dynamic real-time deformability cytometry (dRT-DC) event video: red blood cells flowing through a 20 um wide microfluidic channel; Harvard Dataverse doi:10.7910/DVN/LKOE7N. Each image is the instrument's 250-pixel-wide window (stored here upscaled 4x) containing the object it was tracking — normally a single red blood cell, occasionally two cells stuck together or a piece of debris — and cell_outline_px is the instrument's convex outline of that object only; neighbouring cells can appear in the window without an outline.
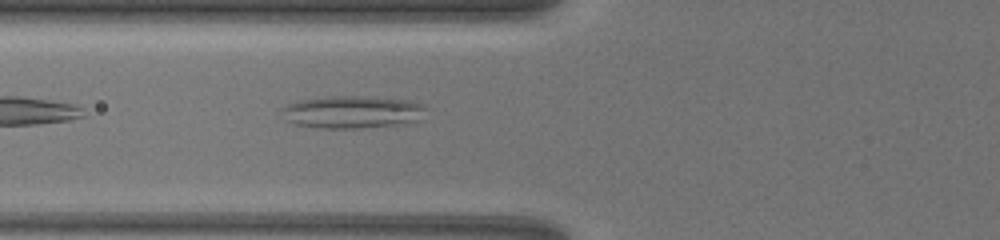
{"species": "common noctule bat (a hibernating species)", "species_latin": "Nyctalus noctula", "temperature_condition": "warm", "stored_images_in_passage": 30, "camera_frame_rate_fps": 3000, "um_per_image_px": 0.085, "animal": {"sex": "female", "body_mass_g": 19.5, "forearm_length_mm": 54.1}, "frame": {"image": 1, "passage_image": 3, "time_ms": 0.667, "image_size_px": [1000, 240], "cell_outline_px": [[428, 108], [416, 120], [396, 124], [360, 128], [324, 128], [296, 124], [288, 120], [284, 108], [292, 104], [304, 100], [332, 96], [356, 96], [408, 100], [420, 104]], "centroid_in_image_um": [30.01, 9.52], "position_along_channel_um": 95.8, "area_um2": 26.18}}
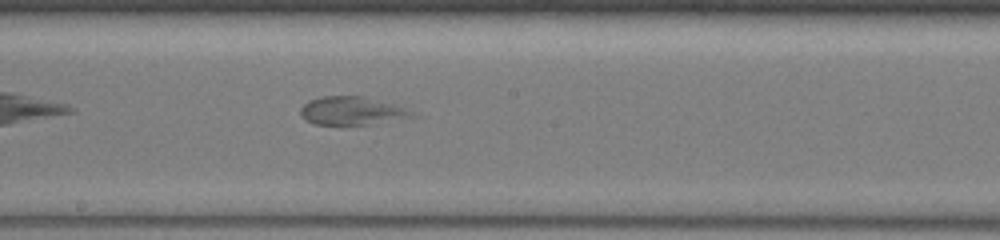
{"frame": {"image": 2, "passage_image": 15, "time_ms": 4.667, "image_size_px": [1000, 240], "cell_outline_px": [[416, 116], [376, 124], [340, 128], [312, 124], [304, 120], [300, 116], [300, 108], [308, 100], [324, 96], [364, 96], [392, 104]], "centroid_in_image_um": [29.76, 9.49], "position_along_channel_um": 218.4, "area_um2": 19.02}}
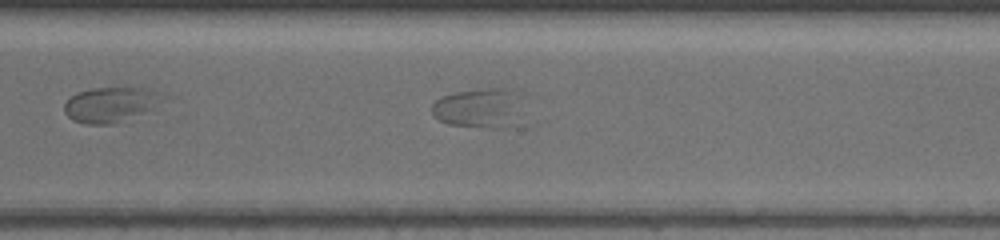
{"frame": {"image": 3, "passage_image": 26, "time_ms": 8.333, "image_size_px": [1000, 240], "cell_outline_px": [[524, 124], [508, 128], [484, 128], [448, 124], [432, 116], [432, 104], [440, 96], [456, 92], [484, 88], [512, 88], [524, 92]], "centroid_in_image_um": [40.95, 9.19], "position_along_channel_um": 329.7, "area_um2": 22.95}}